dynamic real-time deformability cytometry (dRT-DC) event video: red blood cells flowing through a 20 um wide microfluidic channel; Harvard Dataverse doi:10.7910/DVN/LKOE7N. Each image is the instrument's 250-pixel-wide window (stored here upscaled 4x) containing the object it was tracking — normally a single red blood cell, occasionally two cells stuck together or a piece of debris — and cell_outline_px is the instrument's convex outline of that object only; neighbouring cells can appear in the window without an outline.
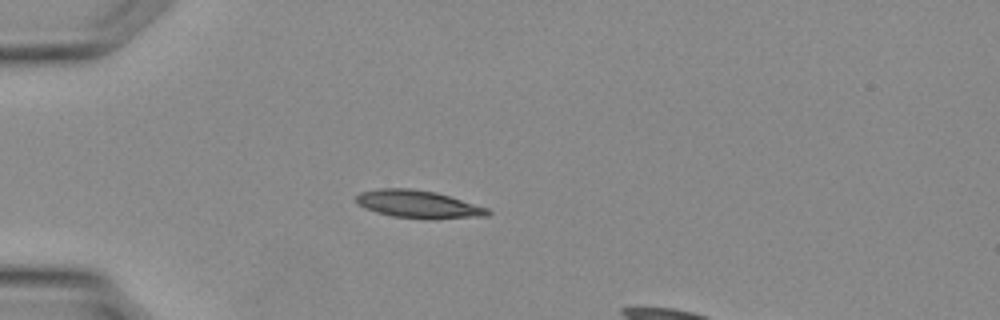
{"species": "Egyptian fruit bat (a non-hibernating species)", "species_latin": "Rousettus aegyptiacus", "temperature_condition": "warm", "stored_images_in_passage": 21, "camera_frame_rate_fps": 3000, "um_per_image_px": 0.085, "animal": {"sex": "female"}, "frame": {"image": 1, "passage_image": 1, "time_ms": 0.0, "image_size_px": [1000, 320], "cell_outline_px": [[492, 212], [488, 216], [432, 220], [392, 216], [376, 212], [364, 208], [356, 200], [356, 196], [360, 192], [380, 188], [408, 188], [436, 192], [488, 208]], "centroid_in_image_um": [35.58, 17.37], "position_along_channel_um": 49.4, "area_um2": 21.39}}
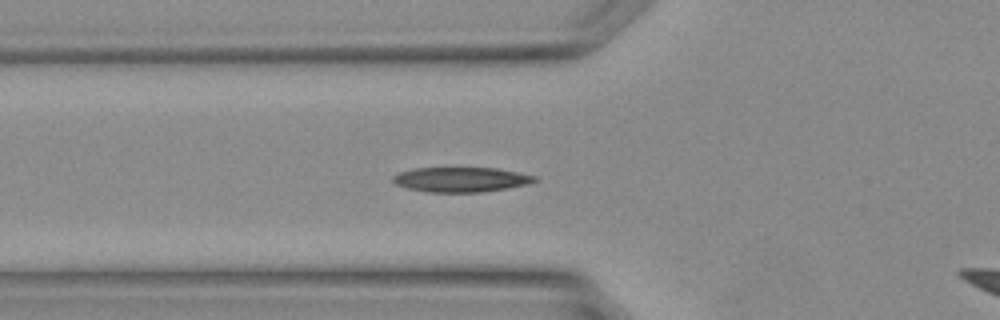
{"frame": {"image": 2, "passage_image": 4, "time_ms": 1.0, "image_size_px": [1000, 320], "cell_outline_px": [[540, 180], [528, 184], [508, 188], [480, 192], [428, 192], [408, 188], [396, 184], [392, 180], [392, 176], [400, 172], [412, 168], [496, 168], [536, 176]], "centroid_in_image_um": [39.19, 15.26], "position_along_channel_um": 86.6, "area_um2": 20.46}}
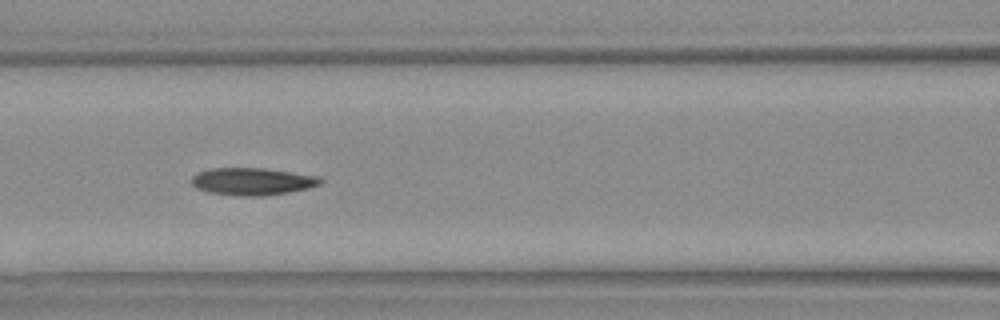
{"frame": {"image": 3, "passage_image": 7, "time_ms": 2.0, "image_size_px": [1000, 320], "cell_outline_px": [[324, 180], [320, 184], [308, 188], [288, 192], [264, 196], [236, 196], [208, 192], [196, 188], [192, 184], [192, 176], [200, 172], [212, 168], [264, 168], [320, 176]], "centroid_in_image_um": [21.47, 15.43], "position_along_channel_um": 145.1, "area_um2": 20.58}}